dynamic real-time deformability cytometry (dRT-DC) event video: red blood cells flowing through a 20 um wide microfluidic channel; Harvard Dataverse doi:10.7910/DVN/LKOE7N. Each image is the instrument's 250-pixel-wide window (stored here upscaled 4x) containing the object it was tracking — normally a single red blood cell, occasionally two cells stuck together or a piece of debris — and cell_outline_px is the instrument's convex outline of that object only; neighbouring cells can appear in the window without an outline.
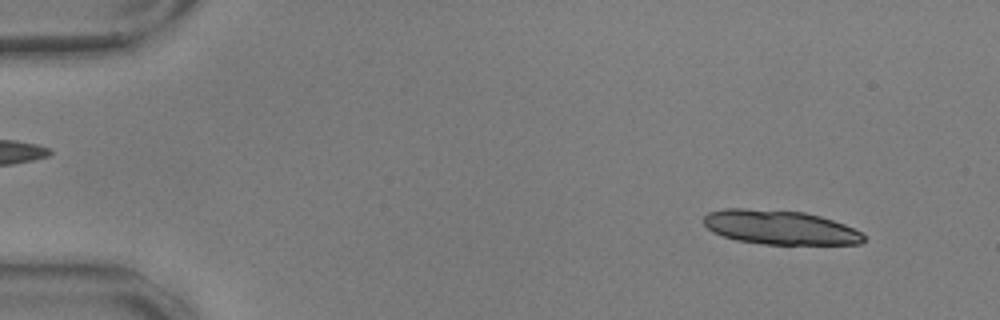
{"species": "common noctule bat (a hibernating species)", "species_latin": "Nyctalus noctula", "temperature_condition": "warm", "stored_images_in_passage": 22, "camera_frame_rate_fps": 3000, "um_per_image_px": 0.085, "animal": {"sex": "male", "body_mass_g": 17.9, "forearm_length_mm": 54.2}, "frame": {"image": 1, "passage_image": 2, "time_ms": 0.333, "image_size_px": [1000, 320], "cell_outline_px": [[864, 240], [860, 244], [764, 244], [736, 240], [712, 232], [704, 224], [704, 216], [708, 212], [724, 208], [744, 208], [804, 212], [820, 216], [844, 224], [860, 232], [864, 236]], "centroid_in_image_um": [66.26, 19.32], "position_along_channel_um": 18.7, "area_um2": 31.73}}